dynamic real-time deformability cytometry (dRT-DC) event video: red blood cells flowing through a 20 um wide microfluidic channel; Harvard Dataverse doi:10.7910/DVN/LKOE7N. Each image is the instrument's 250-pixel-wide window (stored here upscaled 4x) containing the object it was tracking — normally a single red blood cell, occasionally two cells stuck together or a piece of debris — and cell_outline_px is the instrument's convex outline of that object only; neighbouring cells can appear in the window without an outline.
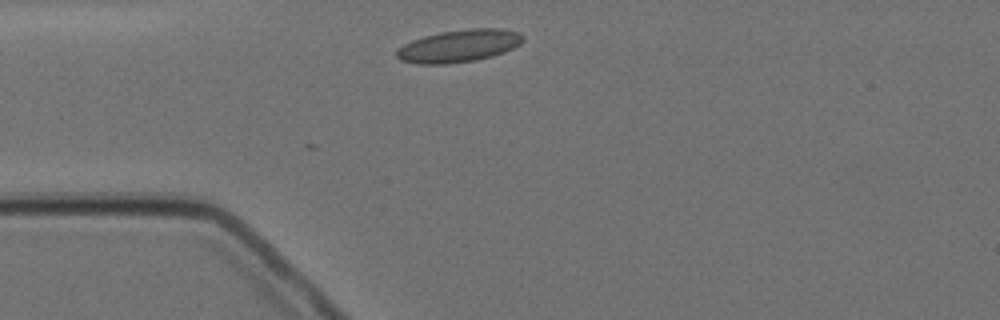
{"species": "Egyptian fruit bat (a non-hibernating species)", "species_latin": "Rousettus aegyptiacus", "temperature_condition": "cold", "stored_images_in_passage": 1, "camera_frame_rate_fps": 3000, "um_per_image_px": 0.085, "animal": {"sex": "female"}, "frame": {"image": 1, "passage_image": 1, "time_ms": 0.0, "image_size_px": [1000, 320], "cell_outline_px": [[524, 40], [520, 44], [504, 52], [492, 56], [476, 60], [448, 64], [420, 64], [400, 60], [396, 56], [396, 48], [412, 40], [424, 36], [440, 32], [468, 28], [500, 28], [516, 32], [524, 36]], "centroid_in_image_um": [38.99, 3.9], "position_along_channel_um": 46.0, "area_um2": 23.99}}